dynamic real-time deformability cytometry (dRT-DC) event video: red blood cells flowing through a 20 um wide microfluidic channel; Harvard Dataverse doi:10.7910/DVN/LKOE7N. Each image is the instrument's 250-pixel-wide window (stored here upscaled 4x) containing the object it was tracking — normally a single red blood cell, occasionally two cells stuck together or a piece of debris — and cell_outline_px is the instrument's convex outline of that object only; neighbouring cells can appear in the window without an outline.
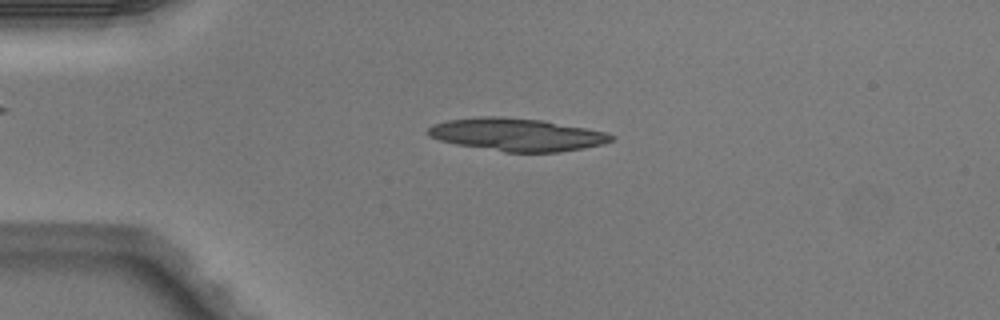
{"species": "Egyptian fruit bat (a non-hibernating species)", "species_latin": "Rousettus aegyptiacus", "temperature_condition": "warm", "stored_images_in_passage": 3, "camera_frame_rate_fps": 3000, "um_per_image_px": 0.085, "animal": {"sex": "male"}, "frame": {"image": 1, "passage_image": 3, "time_ms": 0.667, "image_size_px": [1000, 320], "cell_outline_px": [[616, 140], [604, 144], [584, 148], [560, 152], [504, 152], [456, 144], [440, 140], [424, 132], [432, 124], [448, 120], [480, 116], [500, 116], [544, 120], [608, 132], [616, 136]], "centroid_in_image_um": [43.98, 11.44], "position_along_channel_um": 41.0, "area_um2": 35.32}}